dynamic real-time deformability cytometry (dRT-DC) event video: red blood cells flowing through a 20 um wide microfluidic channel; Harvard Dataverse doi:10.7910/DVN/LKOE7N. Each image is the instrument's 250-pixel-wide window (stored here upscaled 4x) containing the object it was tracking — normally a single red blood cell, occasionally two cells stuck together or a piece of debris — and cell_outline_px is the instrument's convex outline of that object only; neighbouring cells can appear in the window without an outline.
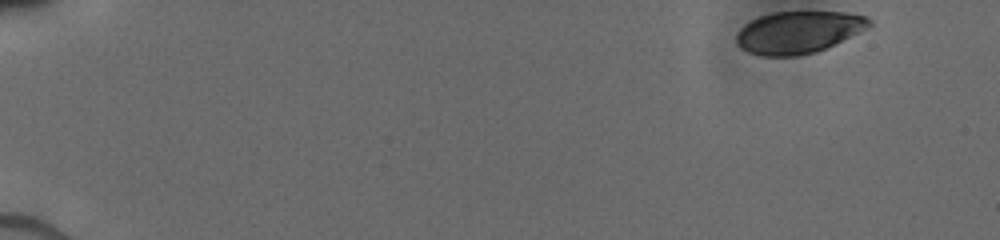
{"species": "human", "species_latin": "Homo sapiens", "temperature_condition": "cold", "stored_images_in_passage": 45, "camera_frame_rate_fps": 3000, "um_per_image_px": 0.085, "donor": {"sex": "male"}, "frame": {"image": 1, "passage_image": 1, "time_ms": 0.0, "image_size_px": [1000, 240], "cell_outline_px": [[872, 24], [868, 28], [816, 52], [796, 56], [760, 56], [748, 52], [740, 48], [736, 44], [736, 36], [740, 28], [744, 24], [760, 16], [772, 12], [844, 12], [864, 16]], "centroid_in_image_um": [67.81, 2.75], "position_along_channel_um": 17.2, "area_um2": 32.43}}
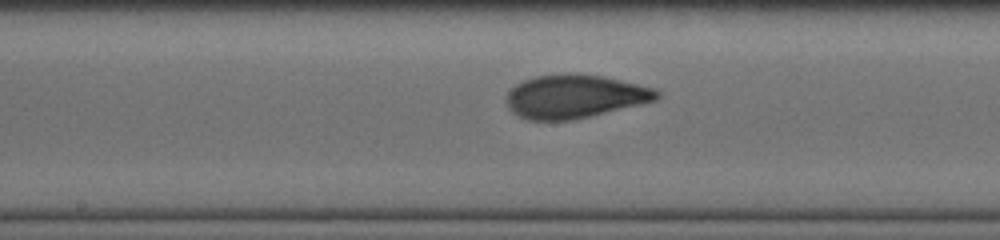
{"frame": {"image": 2, "passage_image": 27, "time_ms": 8.333, "image_size_px": [1000, 240], "cell_outline_px": [[660, 96], [656, 100], [640, 104], [572, 120], [528, 120], [520, 116], [508, 104], [508, 92], [516, 84], [524, 80], [536, 76], [568, 72], [572, 72], [604, 76], [656, 88], [660, 92]], "centroid_in_image_um": [48.9, 8.17], "position_along_channel_um": 199.3, "area_um2": 37.86}}
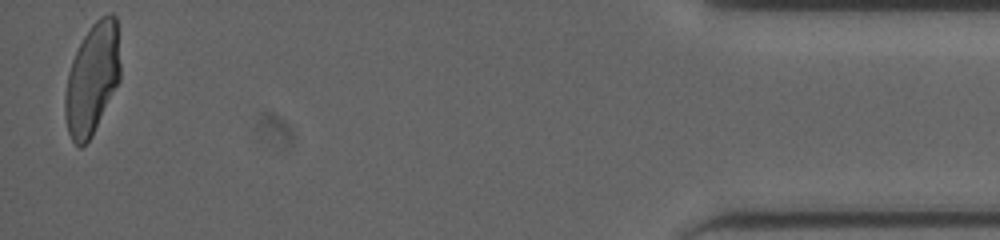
{"frame": {"image": 3, "passage_image": 44, "time_ms": 15.667, "image_size_px": [1000, 240], "cell_outline_px": [[120, 80], [92, 136], [80, 148], [72, 140], [68, 132], [64, 116], [64, 96], [68, 72], [72, 60], [84, 36], [92, 24], [100, 16], [108, 12], [112, 12], [116, 16], [120, 64]], "centroid_in_image_um": [7.83, 6.7], "position_along_channel_um": 427.4, "area_um2": 35.89}}